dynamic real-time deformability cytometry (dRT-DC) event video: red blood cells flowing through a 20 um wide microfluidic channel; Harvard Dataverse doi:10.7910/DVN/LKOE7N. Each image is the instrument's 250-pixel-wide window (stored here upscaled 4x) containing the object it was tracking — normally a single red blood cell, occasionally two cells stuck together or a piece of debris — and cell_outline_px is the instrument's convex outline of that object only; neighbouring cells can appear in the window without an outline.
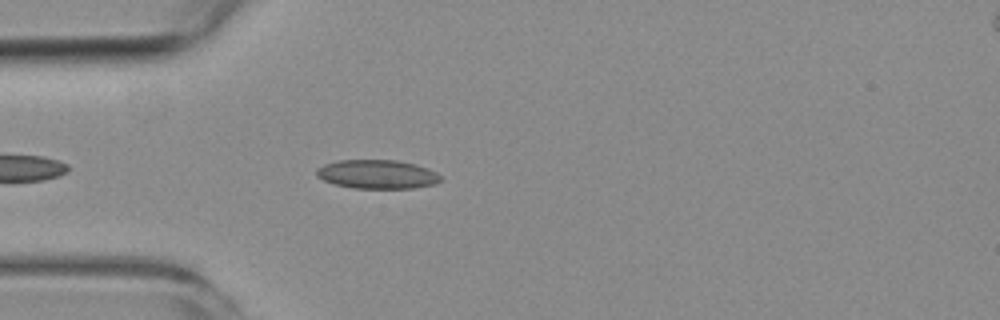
{"species": "common noctule bat (a hibernating species)", "species_latin": "Nyctalus noctula", "temperature_condition": "room temperature", "stored_images_in_passage": 3, "camera_frame_rate_fps": 3000, "um_per_image_px": 0.085, "animal": {"sex": "female", "body_mass_g": 19.3, "forearm_length_mm": 54.1}, "frame": {"image": 1, "passage_image": 3, "time_ms": 2.333, "image_size_px": [1000, 320], "cell_outline_px": [[444, 180], [436, 184], [412, 188], [352, 188], [336, 184], [324, 180], [316, 176], [316, 168], [324, 164], [340, 160], [396, 160], [416, 164], [428, 168], [436, 172]], "centroid_in_image_um": [32.09, 14.81], "position_along_channel_um": 52.9, "area_um2": 20.98}}